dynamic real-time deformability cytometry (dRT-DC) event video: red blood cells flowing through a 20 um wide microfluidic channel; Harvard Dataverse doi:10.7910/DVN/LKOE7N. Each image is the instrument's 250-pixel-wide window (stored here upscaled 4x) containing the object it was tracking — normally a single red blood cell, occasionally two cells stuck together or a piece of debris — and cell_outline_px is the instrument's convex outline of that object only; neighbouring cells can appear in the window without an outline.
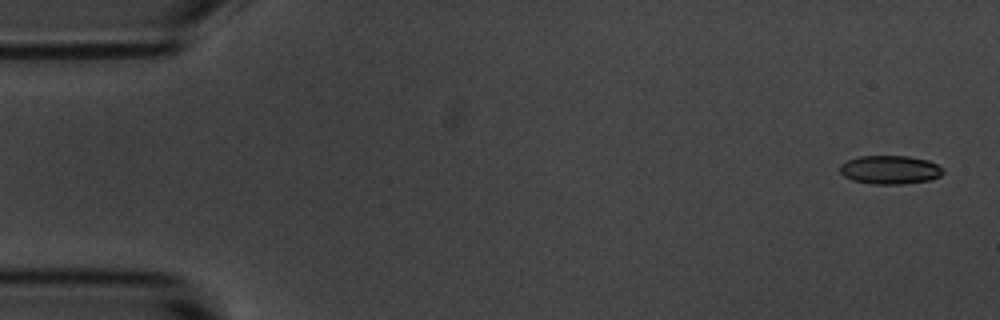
{"species": "common noctule bat (a hibernating species)", "species_latin": "Nyctalus noctula", "temperature_condition": "room temperature", "stored_images_in_passage": 5, "camera_frame_rate_fps": 3000, "um_per_image_px": 0.085, "animal": {"sex": "male", "body_mass_g": 20.1, "forearm_length_mm": 53.5}, "frame": {"image": 1, "passage_image": 1, "time_ms": 0.0, "image_size_px": [1000, 320], "cell_outline_px": [[944, 172], [940, 176], [928, 180], [904, 184], [872, 184], [852, 180], [844, 176], [840, 172], [840, 164], [848, 160], [860, 156], [908, 156], [928, 160], [944, 168]], "centroid_in_image_um": [75.65, 14.43], "position_along_channel_um": 9.3, "area_um2": 17.22}}
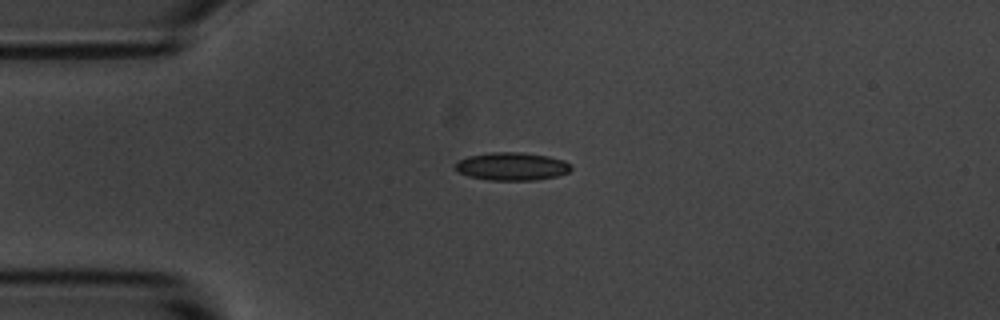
{"frame": {"image": 2, "passage_image": 4, "time_ms": 3.667, "image_size_px": [1000, 320], "cell_outline_px": [[572, 168], [568, 172], [556, 176], [536, 180], [488, 180], [468, 176], [460, 172], [456, 168], [456, 164], [460, 160], [468, 156], [492, 152], [520, 152], [548, 156], [564, 160], [572, 164]], "centroid_in_image_um": [43.55, 14.14], "position_along_channel_um": 41.4, "area_um2": 18.79}}